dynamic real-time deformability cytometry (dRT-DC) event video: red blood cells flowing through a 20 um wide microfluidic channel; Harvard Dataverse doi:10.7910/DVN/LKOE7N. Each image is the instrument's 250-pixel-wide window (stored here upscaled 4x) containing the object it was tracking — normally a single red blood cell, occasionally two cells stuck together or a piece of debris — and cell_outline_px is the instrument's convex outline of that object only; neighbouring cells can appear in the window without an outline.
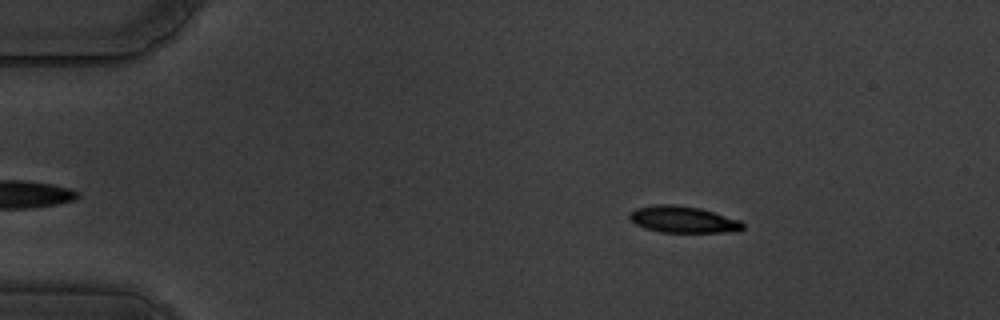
{"species": "common noctule bat (a hibernating species)", "species_latin": "Nyctalus noctula", "temperature_condition": "warm", "stored_images_in_passage": 53, "camera_frame_rate_fps": 3000, "um_per_image_px": 0.085, "animal": {"sex": "male", "body_mass_g": 19.5, "forearm_length_mm": 54.6}, "frame": {"image": 1, "passage_image": 5, "time_ms": 1.333, "image_size_px": [1000, 320], "cell_outline_px": [[744, 228], [736, 232], [660, 232], [644, 228], [636, 224], [628, 216], [628, 212], [636, 208], [656, 204], [680, 204], [700, 208], [740, 220], [744, 224]], "centroid_in_image_um": [58.05, 18.65], "position_along_channel_um": 26.9, "area_um2": 17.74}}
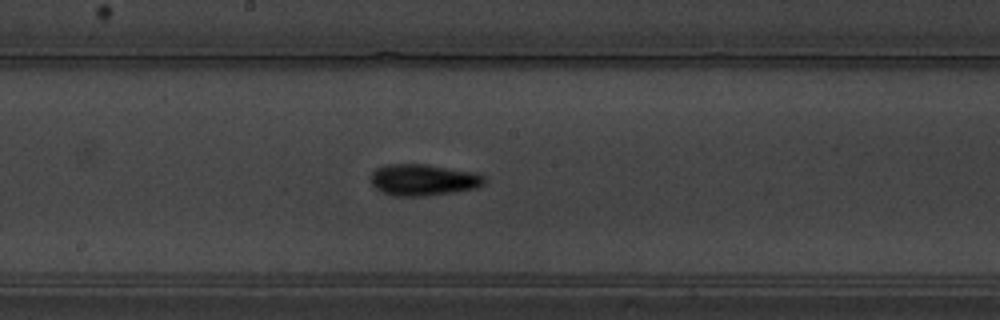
{"frame": {"image": 2, "passage_image": 27, "time_ms": 8.667, "image_size_px": [1000, 320], "cell_outline_px": [[484, 184], [476, 188], [452, 192], [424, 196], [392, 196], [380, 192], [372, 184], [372, 172], [376, 168], [384, 164], [428, 164], [476, 172], [484, 176]], "centroid_in_image_um": [35.96, 15.28], "position_along_channel_um": 212.2, "area_um2": 20.98}}
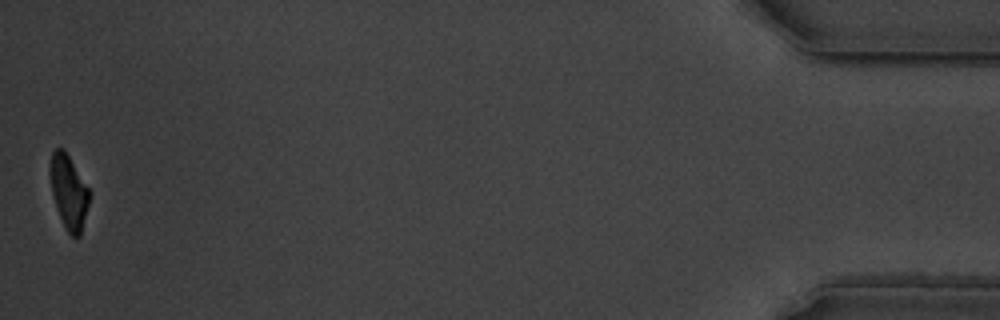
{"frame": {"image": 3, "passage_image": 53, "time_ms": 17.333, "image_size_px": [1000, 320], "cell_outline_px": [[92, 192], [80, 236], [72, 236], [68, 232], [60, 216], [52, 196], [48, 172], [48, 164], [52, 152], [56, 148], [64, 148]], "centroid_in_image_um": [5.83, 16.24], "position_along_channel_um": 429.4, "area_um2": 17.28}, "authors_computed_cell_mechanics": {"area_um2": 18.9006, "velocity_mm_per_s": 3.5268, "shape_relaxation_time_tau1_ms": 3.3273, "shape_relaxation_time_tau2_ms": 2.7488, "deformation_change_tau1": 0.1595, "deformation_change_tau2": 0.0717}}